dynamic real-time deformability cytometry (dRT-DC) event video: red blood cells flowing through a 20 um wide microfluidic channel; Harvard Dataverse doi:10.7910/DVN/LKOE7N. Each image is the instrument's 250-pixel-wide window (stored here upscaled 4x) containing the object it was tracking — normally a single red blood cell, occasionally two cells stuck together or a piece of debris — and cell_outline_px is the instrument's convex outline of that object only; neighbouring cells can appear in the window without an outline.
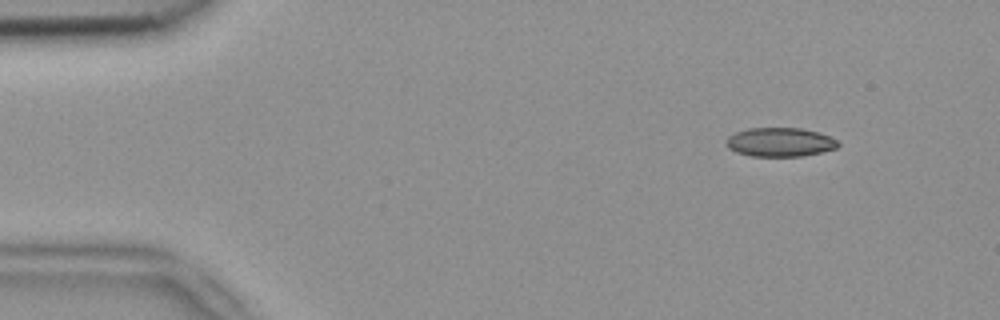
{"species": "common noctule bat (a hibernating species)", "species_latin": "Nyctalus noctula", "temperature_condition": "room temperature", "stored_images_in_passage": 8, "camera_frame_rate_fps": 3000, "um_per_image_px": 0.085, "animal": {"sex": "female", "body_mass_g": 18.4}, "frame": {"image": 1, "passage_image": 1, "time_ms": 0.0, "image_size_px": [1000, 320], "cell_outline_px": [[840, 144], [836, 148], [820, 152], [800, 156], [752, 156], [736, 152], [728, 148], [724, 144], [728, 136], [736, 132], [748, 128], [800, 128], [816, 132], [828, 136], [836, 140]], "centroid_in_image_um": [66.24, 12.08], "position_along_channel_um": 18.8, "area_um2": 18.73}}
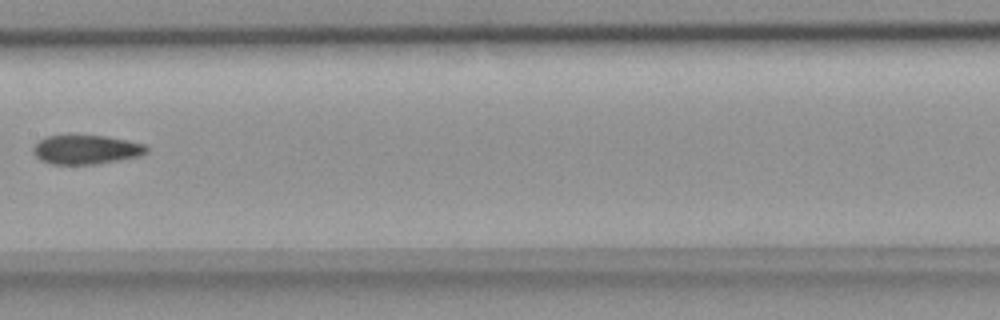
{"frame": {"image": 2, "passage_image": 7, "time_ms": 2.0, "image_size_px": [1000, 320], "cell_outline_px": [[148, 152], [140, 156], [120, 160], [96, 164], [52, 164], [40, 160], [32, 152], [32, 148], [40, 140], [48, 136], [104, 136], [144, 144], [148, 148]], "centroid_in_image_um": [7.32, 12.73], "position_along_channel_um": 200.1, "area_um2": 19.02}}
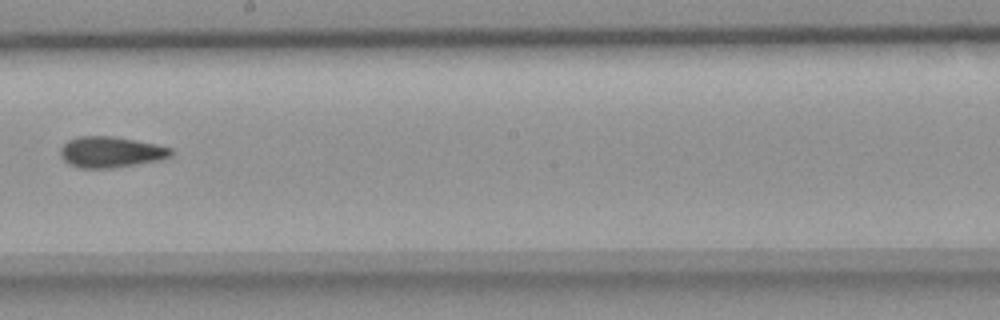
{"frame": {"image": 3, "passage_image": 8, "time_ms": 2.333, "image_size_px": [1000, 320], "cell_outline_px": [[172, 156], [160, 160], [112, 168], [80, 168], [68, 164], [60, 156], [60, 148], [68, 140], [76, 136], [112, 136], [156, 144], [172, 148]], "centroid_in_image_um": [9.4, 12.92], "position_along_channel_um": 238.8, "area_um2": 20.0}}